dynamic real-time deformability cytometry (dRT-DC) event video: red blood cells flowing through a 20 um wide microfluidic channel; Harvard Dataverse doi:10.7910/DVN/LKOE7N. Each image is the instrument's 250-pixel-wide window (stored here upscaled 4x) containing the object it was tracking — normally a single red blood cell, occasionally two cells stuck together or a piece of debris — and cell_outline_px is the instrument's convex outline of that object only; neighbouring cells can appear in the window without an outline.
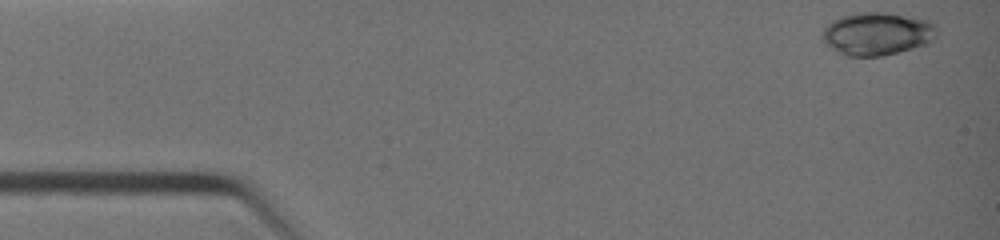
{"species": "common noctule bat (a hibernating species)", "species_latin": "Nyctalus noctula", "temperature_condition": "warm", "stored_images_in_passage": 33, "camera_frame_rate_fps": 3000, "um_per_image_px": 0.085, "animal": {"sex": "female", "body_mass_g": 19.0, "forearm_length_mm": 51.5}, "frame": {"image": 1, "passage_image": 1, "time_ms": 0.0, "image_size_px": [1000, 240], "cell_outline_px": [[936, 36], [928, 44], [880, 56], [848, 56], [824, 44], [824, 28], [832, 20], [856, 12], [888, 12], [928, 20], [936, 24]], "centroid_in_image_um": [74.59, 2.85], "position_along_channel_um": 10.4, "area_um2": 28.44}}
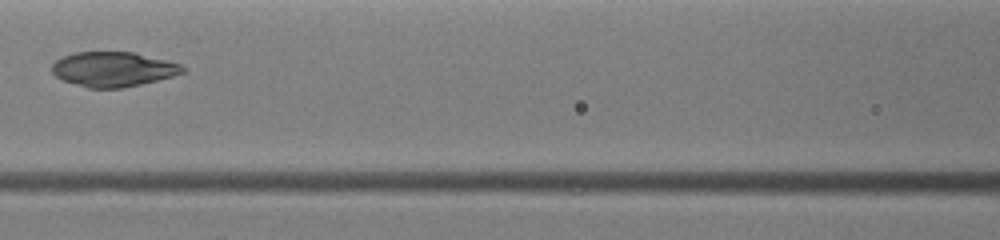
{"frame": {"image": 2, "passage_image": 17, "time_ms": 5.333, "image_size_px": [1000, 240], "cell_outline_px": [[188, 72], [140, 84], [120, 88], [88, 88], [64, 80], [56, 76], [52, 72], [52, 64], [56, 60], [64, 56], [76, 52], [136, 52], [180, 64]], "centroid_in_image_um": [9.63, 5.88], "position_along_channel_um": 157.0, "area_um2": 26.3}}
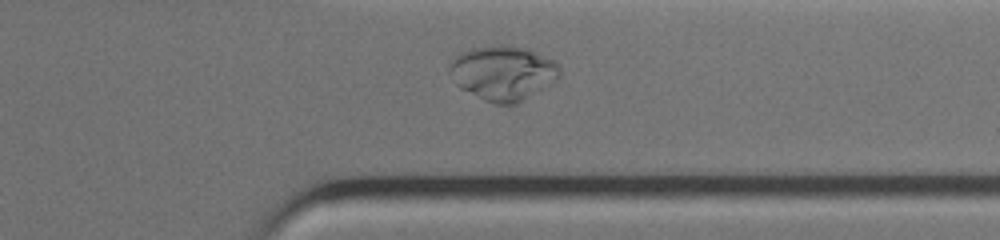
{"frame": {"image": 3, "passage_image": 30, "time_ms": 9.667, "image_size_px": [1000, 240], "cell_outline_px": [[560, 76], [556, 80], [516, 104], [496, 104], [484, 100], [460, 88], [456, 84], [448, 68], [452, 60], [460, 52], [472, 48], [500, 44], [504, 44], [528, 48], [556, 60], [560, 64]], "centroid_in_image_um": [42.78, 6.17], "position_along_channel_um": 368.6, "area_um2": 35.2}}